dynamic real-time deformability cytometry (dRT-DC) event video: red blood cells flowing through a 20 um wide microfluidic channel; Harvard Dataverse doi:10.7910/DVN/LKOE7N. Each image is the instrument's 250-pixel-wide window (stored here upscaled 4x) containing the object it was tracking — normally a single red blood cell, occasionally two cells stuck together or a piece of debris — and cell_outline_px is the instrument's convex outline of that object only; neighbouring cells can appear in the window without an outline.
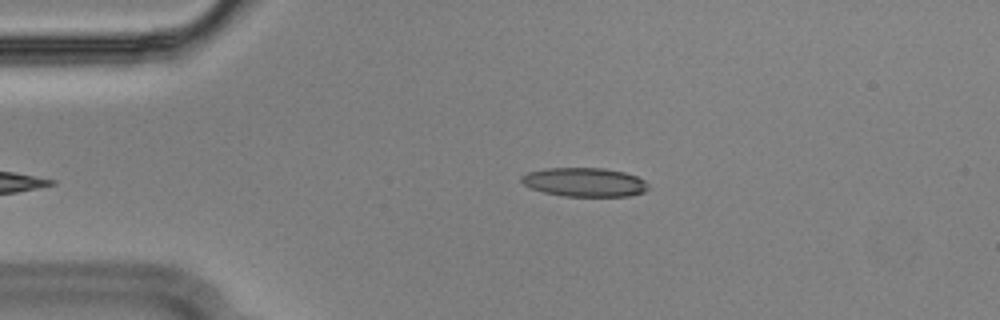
{"species": "Egyptian fruit bat (a non-hibernating species)", "species_latin": "Rousettus aegyptiacus", "temperature_condition": "cold", "stored_images_in_passage": 40, "camera_frame_rate_fps": 3000, "um_per_image_px": 0.085, "animal": {"sex": "male"}, "frame": {"image": 1, "passage_image": 2, "time_ms": 0.333, "image_size_px": [1000, 320], "cell_outline_px": [[648, 188], [644, 192], [628, 196], [564, 196], [544, 192], [532, 188], [524, 184], [520, 180], [520, 176], [528, 172], [544, 168], [604, 168], [624, 172], [636, 176], [644, 180], [648, 184]], "centroid_in_image_um": [49.68, 15.48], "position_along_channel_um": 35.3, "area_um2": 21.33}}
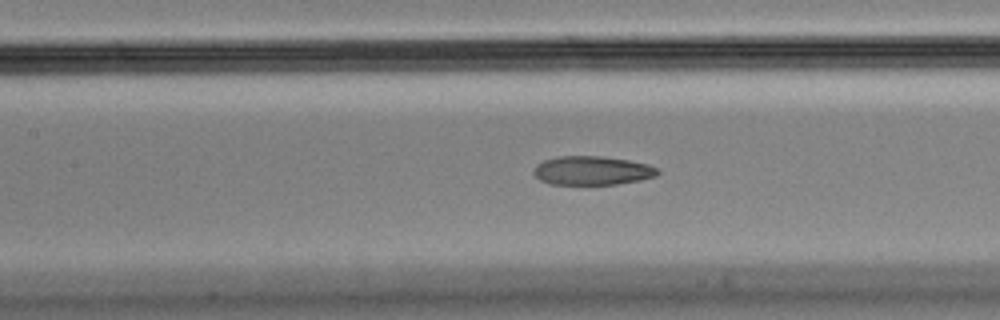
{"frame": {"image": 2, "passage_image": 15, "time_ms": 4.667, "image_size_px": [1000, 320], "cell_outline_px": [[660, 172], [656, 176], [640, 180], [616, 184], [548, 184], [540, 180], [532, 172], [536, 164], [544, 160], [556, 156], [600, 156], [628, 160], [648, 164], [656, 168]], "centroid_in_image_um": [50.3, 14.49], "position_along_channel_um": 157.1, "area_um2": 20.87}}
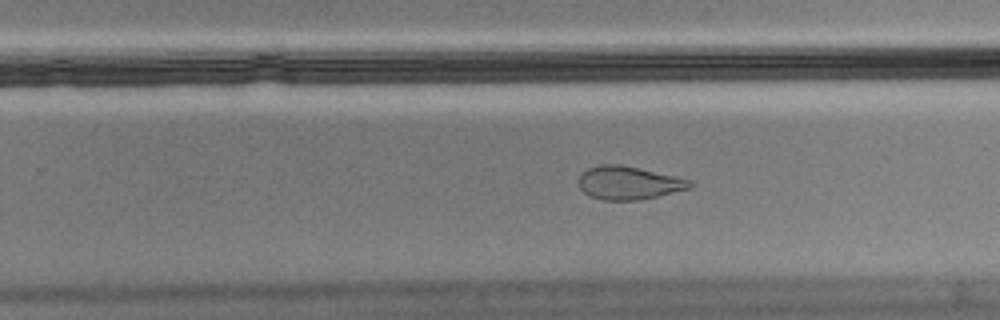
{"frame": {"image": 3, "passage_image": 25, "time_ms": 8.0, "image_size_px": [1000, 320], "cell_outline_px": [[692, 188], [640, 200], [604, 200], [592, 196], [584, 192], [580, 188], [580, 172], [588, 168], [600, 164], [620, 164], [676, 176], [692, 180]], "centroid_in_image_um": [53.46, 15.53], "position_along_channel_um": 276.3, "area_um2": 21.5}, "authors_computed_cell_mechanics": {"area_um2": 22.4842, "velocity_mm_per_s": 3.5888, "shape_relaxation_time_tau1_ms": null, "shape_relaxation_time_tau2_ms": 1.806, "deformation_change_tau1": null, "deformation_change_tau2": 0.0787}}